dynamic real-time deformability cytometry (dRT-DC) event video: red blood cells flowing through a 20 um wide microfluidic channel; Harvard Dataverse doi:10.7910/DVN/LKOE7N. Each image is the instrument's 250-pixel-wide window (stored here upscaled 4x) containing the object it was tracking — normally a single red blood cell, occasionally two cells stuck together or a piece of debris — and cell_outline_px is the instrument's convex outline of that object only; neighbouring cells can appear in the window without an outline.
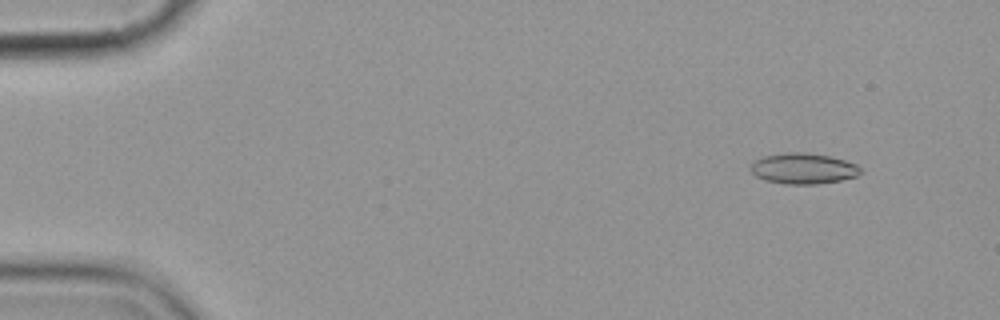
{"species": "common noctule bat (a hibernating species)", "species_latin": "Nyctalus noctula", "temperature_condition": "cold", "stored_images_in_passage": 9, "camera_frame_rate_fps": 3000, "um_per_image_px": 0.085, "animal": {"sex": "female", "body_mass_g": 19.9}, "frame": {"image": 1, "passage_image": 1, "time_ms": 0.0, "image_size_px": [1000, 320], "cell_outline_px": [[860, 172], [856, 176], [840, 180], [816, 184], [784, 184], [764, 180], [756, 176], [752, 172], [752, 164], [756, 160], [764, 156], [784, 152], [808, 152], [828, 156], [844, 160], [856, 164], [860, 168]], "centroid_in_image_um": [68.26, 14.32], "position_along_channel_um": 16.7, "area_um2": 19.54}}
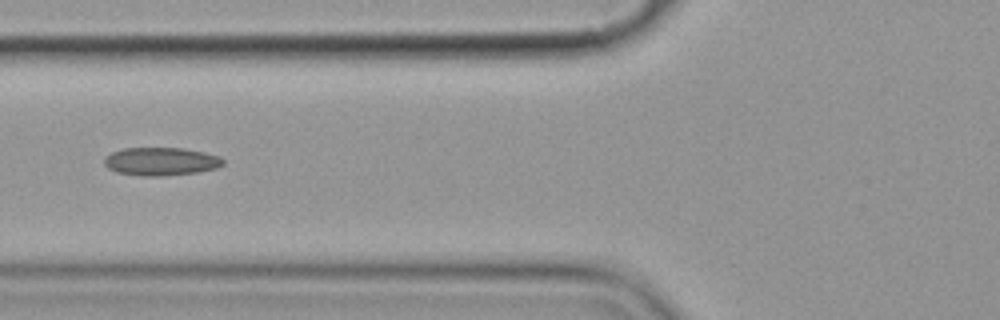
{"frame": {"image": 2, "passage_image": 6, "time_ms": 5.667, "image_size_px": [1000, 320], "cell_outline_px": [[224, 164], [216, 168], [196, 172], [164, 176], [144, 176], [116, 172], [108, 168], [104, 164], [104, 156], [112, 152], [124, 148], [184, 148], [204, 152], [220, 156], [224, 160]], "centroid_in_image_um": [13.67, 13.72], "position_along_channel_um": 112.1, "area_um2": 19.54}}
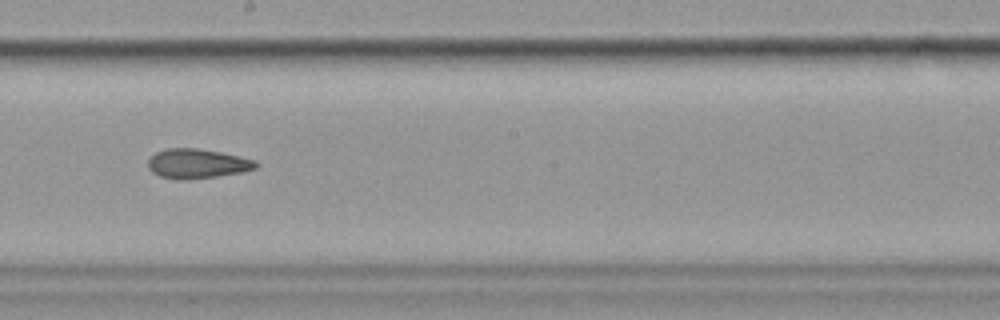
{"frame": {"image": 3, "passage_image": 9, "time_ms": 9.0, "image_size_px": [1000, 320], "cell_outline_px": [[260, 164], [256, 168], [240, 172], [216, 176], [184, 180], [180, 180], [160, 176], [152, 172], [148, 168], [148, 160], [156, 152], [164, 148], [196, 148], [220, 152], [256, 160]], "centroid_in_image_um": [16.75, 13.9], "position_along_channel_um": 231.5, "area_um2": 18.5}}